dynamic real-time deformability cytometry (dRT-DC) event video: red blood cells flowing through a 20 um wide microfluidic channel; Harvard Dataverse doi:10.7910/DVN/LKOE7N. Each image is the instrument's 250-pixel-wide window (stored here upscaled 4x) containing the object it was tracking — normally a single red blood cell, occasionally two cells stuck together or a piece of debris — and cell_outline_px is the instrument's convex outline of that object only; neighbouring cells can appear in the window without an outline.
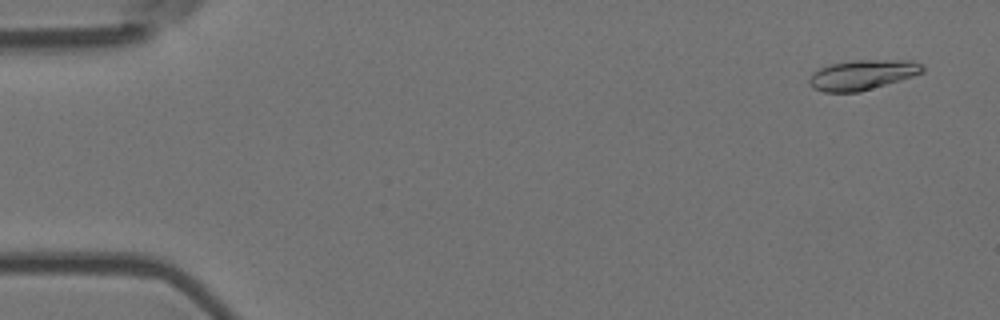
{"species": "Egyptian fruit bat (a non-hibernating species)", "species_latin": "Rousettus aegyptiacus", "temperature_condition": "room temperature", "stored_images_in_passage": 50, "camera_frame_rate_fps": 3000, "um_per_image_px": 0.085, "animal": {"sex": "female"}, "frame": {"image": 1, "passage_image": 3, "time_ms": 0.667, "image_size_px": [1000, 320], "cell_outline_px": [[924, 72], [900, 80], [860, 92], [824, 92], [812, 88], [808, 84], [808, 80], [812, 72], [828, 64], [856, 60], [912, 60], [920, 64], [924, 68]], "centroid_in_image_um": [73.26, 6.36], "position_along_channel_um": 11.7, "area_um2": 19.88}}
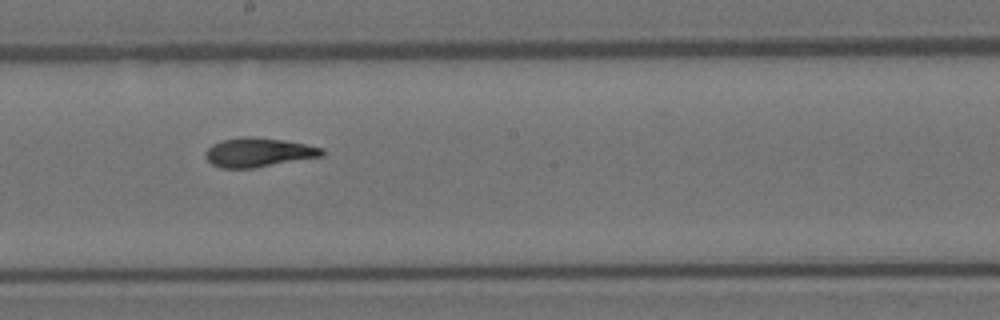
{"frame": {"image": 2, "passage_image": 31, "time_ms": 10.0, "image_size_px": [1000, 320], "cell_outline_px": [[324, 156], [256, 168], [220, 168], [212, 164], [204, 156], [204, 152], [212, 144], [224, 140], [240, 136], [248, 136], [284, 140], [324, 148]], "centroid_in_image_um": [21.97, 12.96], "position_along_channel_um": 226.2, "area_um2": 19.94}}
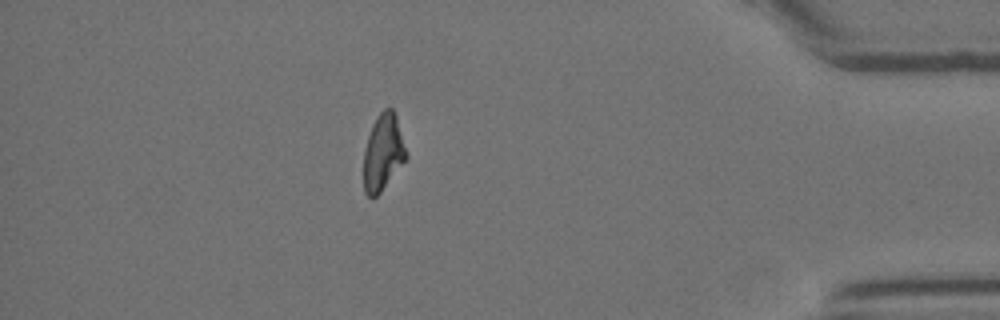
{"frame": {"image": 3, "passage_image": 49, "time_ms": 16.0, "image_size_px": [1000, 320], "cell_outline_px": [[408, 156], [380, 192], [376, 196], [368, 196], [364, 192], [364, 152], [368, 136], [372, 124], [376, 116], [384, 108], [392, 108], [396, 116]], "centroid_in_image_um": [32.55, 12.93], "position_along_channel_um": 402.7, "area_um2": 18.61}, "authors_computed_cell_mechanics": {"area_um2": 19.363, "velocity_mm_per_s": 3.6478, "shape_relaxation_time_tau1_ms": 8.7911, "shape_relaxation_time_tau2_ms": 2.315, "deformation_change_tau1": 0.2417, "deformation_change_tau2": 0.081}}